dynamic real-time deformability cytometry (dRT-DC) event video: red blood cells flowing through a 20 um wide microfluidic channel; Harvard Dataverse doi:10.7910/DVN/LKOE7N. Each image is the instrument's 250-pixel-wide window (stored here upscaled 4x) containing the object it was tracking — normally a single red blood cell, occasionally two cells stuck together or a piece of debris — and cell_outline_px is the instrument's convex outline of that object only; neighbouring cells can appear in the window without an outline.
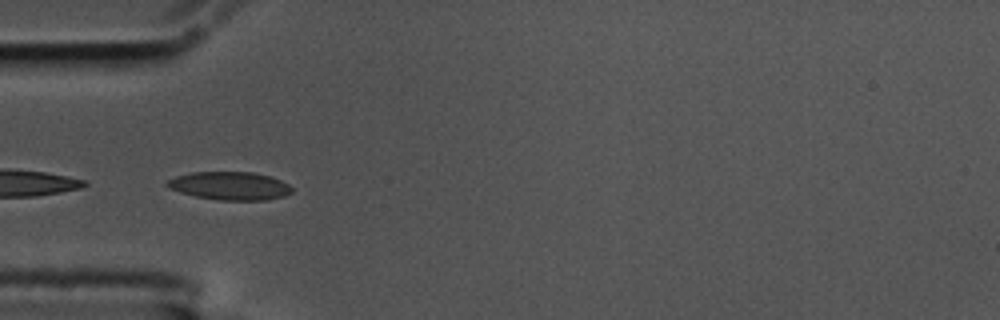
{"species": "common noctule bat (a hibernating species)", "species_latin": "Nyctalus noctula", "temperature_condition": "cold", "stored_images_in_passage": 8, "camera_frame_rate_fps": 3000, "um_per_image_px": 0.085, "animal": {"sex": "male", "body_mass_g": 17.5, "forearm_length_mm": 52.3}, "frame": {"image": 1, "passage_image": 5, "time_ms": 1.333, "image_size_px": [1000, 320], "cell_outline_px": [[292, 192], [284, 196], [268, 200], [220, 200], [196, 196], [180, 192], [168, 188], [164, 184], [168, 180], [176, 176], [192, 172], [252, 172], [268, 176], [280, 180], [288, 184], [292, 188]], "centroid_in_image_um": [19.52, 15.8], "position_along_channel_um": 65.5, "area_um2": 20.4}}
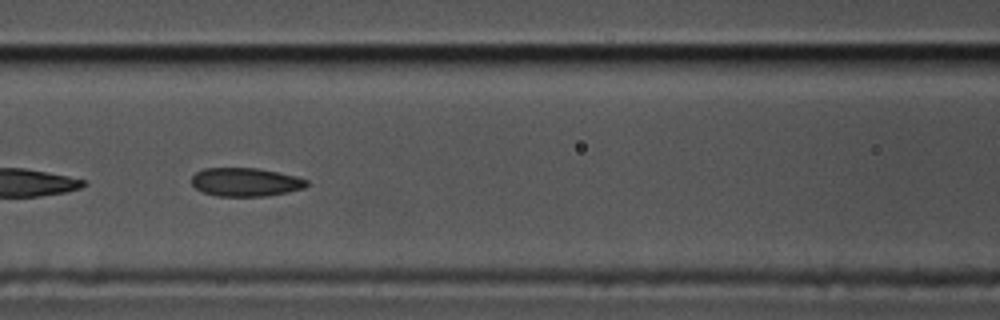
{"frame": {"image": 2, "passage_image": 7, "time_ms": 2.0, "image_size_px": [1000, 320], "cell_outline_px": [[308, 184], [304, 188], [288, 192], [268, 196], [216, 196], [200, 192], [192, 184], [192, 176], [196, 172], [204, 168], [256, 168], [296, 176], [308, 180]], "centroid_in_image_um": [20.85, 15.48], "position_along_channel_um": 145.7, "area_um2": 19.19}}
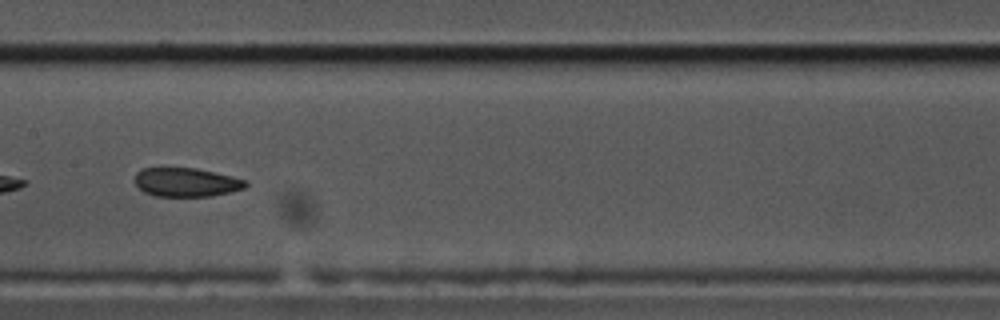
{"frame": {"image": 3, "passage_image": 8, "time_ms": 2.333, "image_size_px": [1000, 320], "cell_outline_px": [[248, 184], [244, 188], [212, 196], [152, 196], [144, 192], [132, 180], [136, 172], [144, 168], [196, 168], [232, 176], [248, 180]], "centroid_in_image_um": [15.81, 15.49], "position_along_channel_um": 191.6, "area_um2": 18.73}}